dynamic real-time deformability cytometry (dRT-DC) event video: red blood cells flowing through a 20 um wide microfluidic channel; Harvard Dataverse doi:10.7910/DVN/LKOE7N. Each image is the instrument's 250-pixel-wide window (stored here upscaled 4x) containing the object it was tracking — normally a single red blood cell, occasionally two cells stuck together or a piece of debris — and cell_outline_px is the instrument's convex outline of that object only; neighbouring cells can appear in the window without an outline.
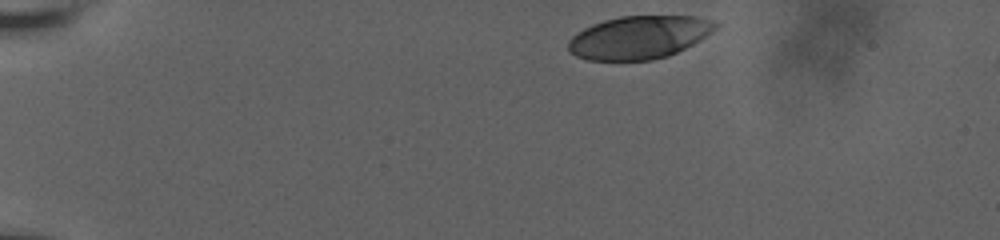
{"species": "human", "species_latin": "Homo sapiens", "temperature_condition": "room temperature", "stored_images_in_passage": 60, "camera_frame_rate_fps": 3000, "um_per_image_px": 0.085, "donor": {"sex": "male"}, "frame": {"image": 1, "passage_image": 1, "time_ms": 0.0, "image_size_px": [1000, 240], "cell_outline_px": [[720, 24], [716, 28], [700, 40], [668, 56], [652, 60], [588, 60], [576, 56], [568, 52], [568, 40], [576, 32], [592, 24], [604, 20], [620, 16], [696, 16], [712, 20]], "centroid_in_image_um": [54.29, 3.17], "position_along_channel_um": 30.7, "area_um2": 36.93}}
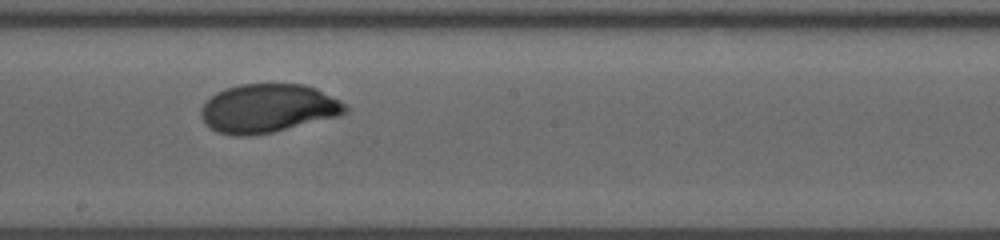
{"frame": {"image": 2, "passage_image": 30, "time_ms": 8.0, "image_size_px": [1000, 240], "cell_outline_px": [[348, 112], [340, 116], [272, 132], [248, 136], [232, 136], [216, 132], [208, 128], [204, 124], [200, 116], [200, 108], [216, 92], [224, 88], [240, 84], [304, 84], [316, 88], [348, 104]], "centroid_in_image_um": [22.76, 9.22], "position_along_channel_um": 225.4, "area_um2": 41.38}}
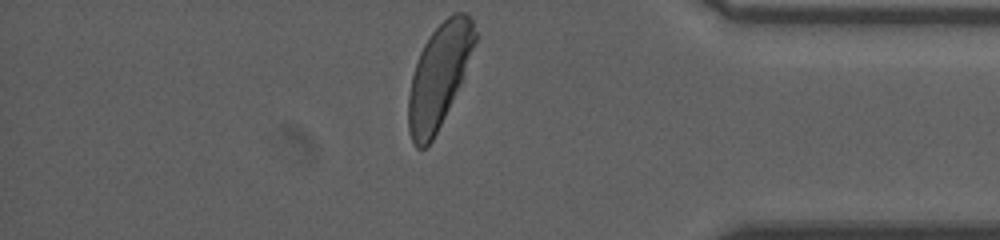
{"frame": {"image": 3, "passage_image": 60, "time_ms": 13.333, "image_size_px": [1000, 240], "cell_outline_px": [[476, 40], [460, 84], [432, 140], [424, 148], [416, 148], [412, 144], [408, 132], [408, 96], [412, 76], [420, 52], [428, 36], [452, 12], [464, 12], [472, 16], [476, 32]], "centroid_in_image_um": [37.3, 6.43], "position_along_channel_um": 397.9, "area_um2": 39.48}, "authors_computed_cell_mechanics": {"area_um2": 40.6334, "velocity_mm_per_s": 3.6128, "shape_relaxation_time_tau1_ms": 4.0304, "shape_relaxation_time_tau2_ms": null, "deformation_change_tau1": 0.1787, "deformation_change_tau2": null}}